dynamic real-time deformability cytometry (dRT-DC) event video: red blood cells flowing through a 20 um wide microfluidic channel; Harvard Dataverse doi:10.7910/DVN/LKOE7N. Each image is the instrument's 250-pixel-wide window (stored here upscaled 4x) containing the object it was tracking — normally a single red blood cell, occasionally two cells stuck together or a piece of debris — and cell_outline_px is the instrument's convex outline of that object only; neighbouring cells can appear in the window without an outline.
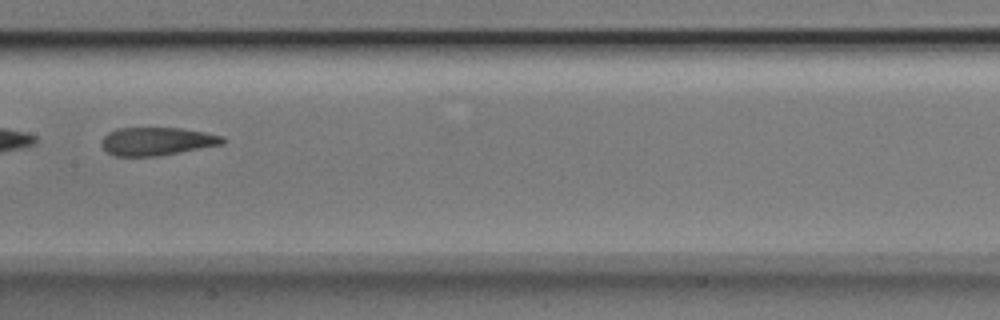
{"species": "Egyptian fruit bat (a non-hibernating species)", "species_latin": "Rousettus aegyptiacus", "temperature_condition": "room temperature", "stored_images_in_passage": 8, "camera_frame_rate_fps": 3000, "um_per_image_px": 0.085, "animal": {"sex": "male"}, "frame": {"image": 1, "passage_image": 7, "time_ms": 2.0, "image_size_px": [1000, 320], "cell_outline_px": [[228, 140], [224, 144], [156, 156], [116, 156], [108, 152], [100, 144], [100, 140], [108, 132], [116, 128], [180, 128], [204, 132], [224, 136]], "centroid_in_image_um": [13.34, 12.0], "position_along_channel_um": 194.1, "area_um2": 19.88}}
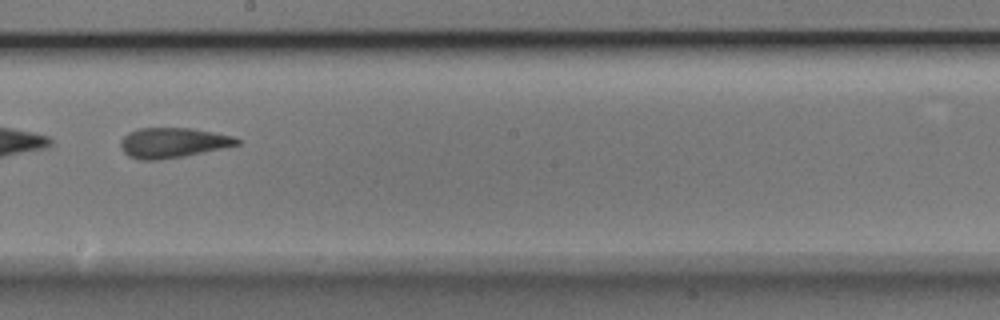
{"frame": {"image": 2, "passage_image": 8, "time_ms": 2.333, "image_size_px": [1000, 320], "cell_outline_px": [[240, 144], [184, 156], [160, 160], [140, 160], [128, 156], [120, 148], [120, 140], [128, 132], [140, 128], [192, 128], [232, 136], [240, 140]], "centroid_in_image_um": [14.64, 12.13], "position_along_channel_um": 233.6, "area_um2": 20.35}}